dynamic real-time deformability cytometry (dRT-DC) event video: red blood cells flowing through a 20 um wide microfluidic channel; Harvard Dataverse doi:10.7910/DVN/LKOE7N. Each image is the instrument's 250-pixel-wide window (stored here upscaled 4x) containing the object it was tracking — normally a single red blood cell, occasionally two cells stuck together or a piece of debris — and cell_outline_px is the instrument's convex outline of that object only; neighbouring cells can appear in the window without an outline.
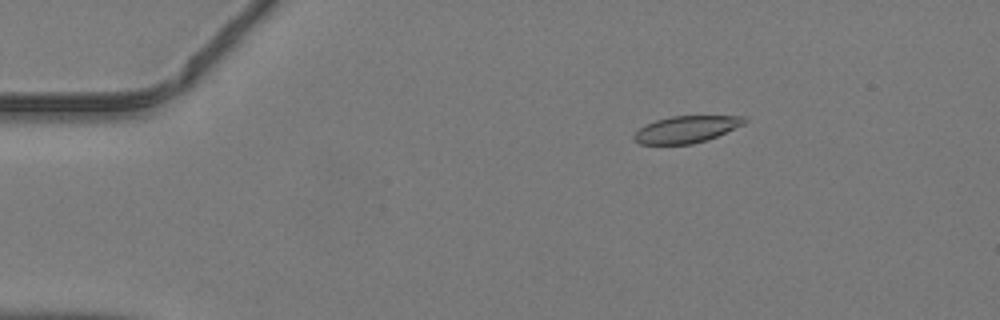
{"species": "common noctule bat (a hibernating species)", "species_latin": "Nyctalus noctula", "temperature_condition": "warm", "stored_images_in_passage": 15, "camera_frame_rate_fps": 3000, "um_per_image_px": 0.085, "animal": {"sex": "male", "body_mass_g": 19.2, "forearm_length_mm": 51.8}, "frame": {"image": 1, "passage_image": 9, "time_ms": 2.667, "image_size_px": [1000, 320], "cell_outline_px": [[748, 120], [744, 124], [716, 136], [692, 144], [640, 144], [632, 136], [640, 128], [656, 120], [672, 116], [744, 116]], "centroid_in_image_um": [58.35, 10.98], "position_along_channel_um": 26.7, "area_um2": 16.94}}